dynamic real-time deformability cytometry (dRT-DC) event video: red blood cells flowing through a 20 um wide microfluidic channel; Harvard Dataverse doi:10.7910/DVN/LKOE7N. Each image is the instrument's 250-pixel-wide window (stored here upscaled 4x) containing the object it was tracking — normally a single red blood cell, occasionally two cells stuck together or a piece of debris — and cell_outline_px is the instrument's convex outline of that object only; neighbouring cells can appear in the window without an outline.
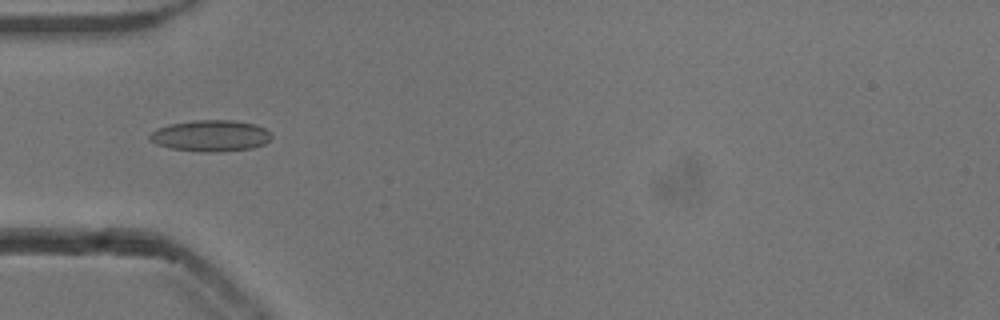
{"species": "common noctule bat (a hibernating species)", "species_latin": "Nyctalus noctula", "temperature_condition": "cold", "stored_images_in_passage": 22, "camera_frame_rate_fps": 3000, "um_per_image_px": 0.085, "animal": {"sex": "male", "body_mass_g": 13.3}, "frame": {"image": 1, "passage_image": 3, "time_ms": 0.667, "image_size_px": [1000, 320], "cell_outline_px": [[272, 140], [264, 144], [252, 148], [216, 152], [200, 152], [172, 148], [156, 144], [148, 136], [156, 128], [168, 124], [192, 120], [236, 120], [256, 124], [272, 132]], "centroid_in_image_um": [17.95, 11.53], "position_along_channel_um": 67.1, "area_um2": 22.48}}
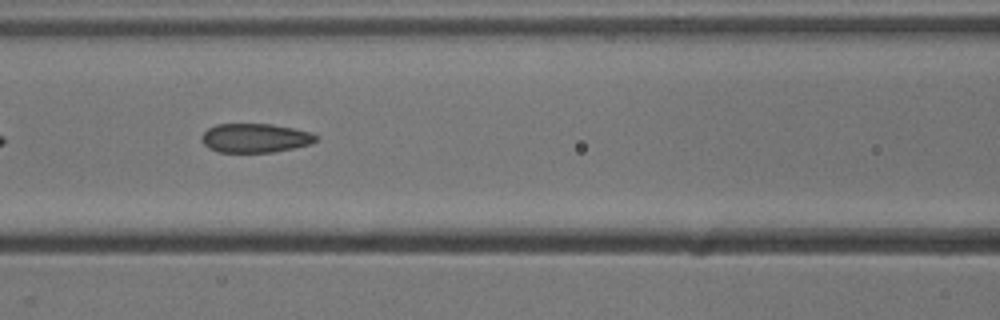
{"frame": {"image": 2, "passage_image": 9, "time_ms": 2.667, "image_size_px": [1000, 320], "cell_outline_px": [[320, 136], [312, 144], [272, 152], [220, 152], [208, 148], [200, 140], [200, 136], [208, 128], [216, 124], [272, 124], [312, 132]], "centroid_in_image_um": [21.69, 11.73], "position_along_channel_um": 144.9, "area_um2": 19.48}}
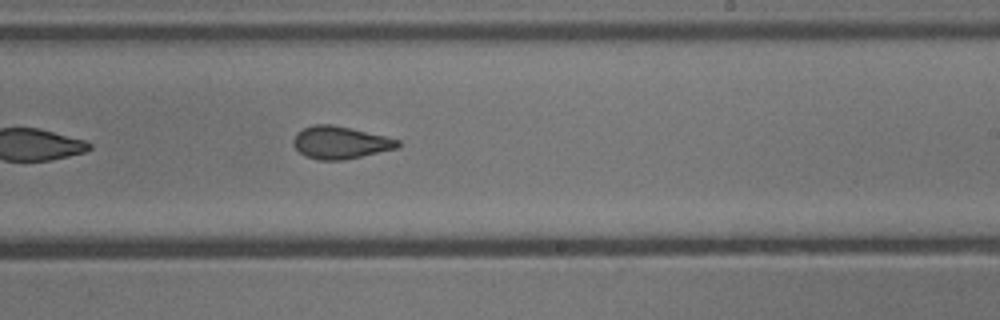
{"frame": {"image": 3, "passage_image": 18, "time_ms": 5.667, "image_size_px": [1000, 320], "cell_outline_px": [[400, 148], [344, 160], [320, 160], [304, 156], [292, 144], [292, 140], [296, 132], [304, 128], [316, 124], [332, 124], [384, 136], [400, 140]], "centroid_in_image_um": [28.91, 12.13], "position_along_channel_um": 260.1, "area_um2": 19.83}}